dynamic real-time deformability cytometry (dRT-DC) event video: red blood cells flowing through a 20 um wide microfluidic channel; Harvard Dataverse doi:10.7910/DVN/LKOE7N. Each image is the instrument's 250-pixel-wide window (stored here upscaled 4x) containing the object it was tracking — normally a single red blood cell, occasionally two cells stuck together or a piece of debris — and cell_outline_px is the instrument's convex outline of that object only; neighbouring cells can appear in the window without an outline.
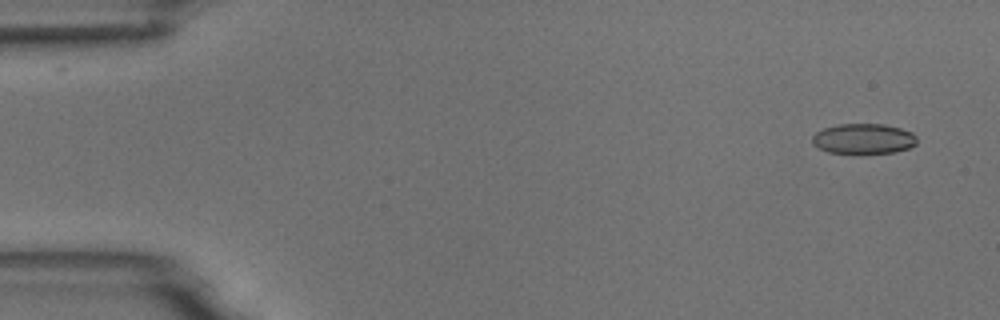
{"species": "common noctule bat (a hibernating species)", "species_latin": "Nyctalus noctula", "temperature_condition": "room temperature", "stored_images_in_passage": 4, "camera_frame_rate_fps": 3000, "um_per_image_px": 0.085, "animal": {"sex": "male", "body_mass_g": 18.8}, "frame": {"image": 1, "passage_image": 1, "time_ms": 0.0, "image_size_px": [1000, 320], "cell_outline_px": [[916, 144], [908, 148], [896, 152], [828, 152], [812, 144], [812, 136], [816, 132], [824, 128], [840, 124], [884, 124], [900, 128], [912, 132], [916, 136]], "centroid_in_image_um": [73.4, 11.77], "position_along_channel_um": 11.6, "area_um2": 18.15}}